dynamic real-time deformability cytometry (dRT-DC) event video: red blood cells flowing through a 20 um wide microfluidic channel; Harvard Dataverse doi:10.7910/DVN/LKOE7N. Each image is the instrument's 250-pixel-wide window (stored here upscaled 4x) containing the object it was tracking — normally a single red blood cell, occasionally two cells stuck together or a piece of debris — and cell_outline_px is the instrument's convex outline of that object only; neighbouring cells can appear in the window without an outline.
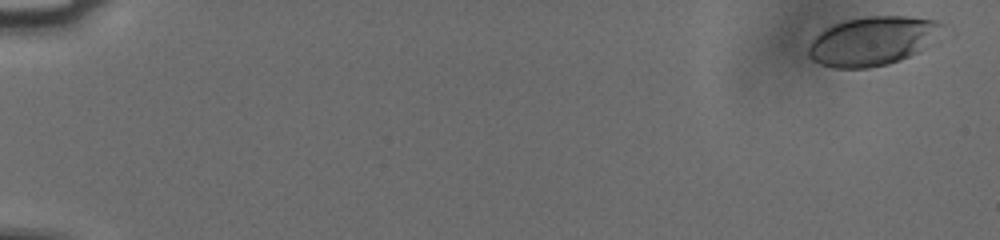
{"species": "human", "species_latin": "Homo sapiens", "temperature_condition": "cold", "stored_images_in_passage": 56, "camera_frame_rate_fps": 3000, "um_per_image_px": 0.085, "donor": {"sex": "male"}, "frame": {"image": 1, "passage_image": 2, "time_ms": 0.333, "image_size_px": [1000, 240], "cell_outline_px": [[948, 28], [924, 48], [900, 60], [888, 64], [868, 68], [832, 68], [820, 64], [812, 60], [808, 56], [808, 48], [812, 40], [824, 28], [832, 24], [844, 20], [868, 16], [908, 16], [936, 20], [944, 24]], "centroid_in_image_um": [74.17, 3.47], "position_along_channel_um": 10.8, "area_um2": 38.49}}
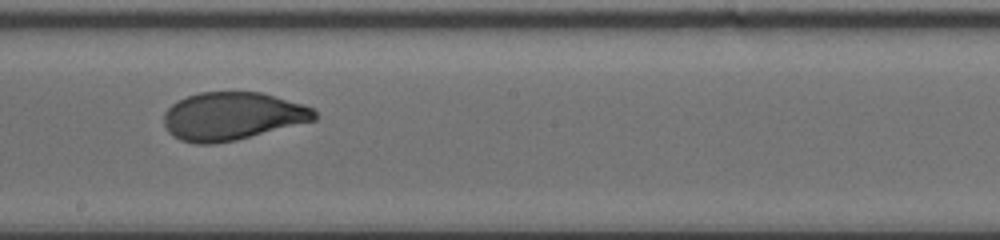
{"frame": {"image": 2, "passage_image": 34, "time_ms": 11.0, "image_size_px": [1000, 240], "cell_outline_px": [[316, 120], [236, 140], [212, 144], [196, 144], [180, 140], [172, 136], [164, 128], [164, 112], [172, 104], [188, 96], [200, 92], [260, 92], [304, 104], [312, 108], [316, 112]], "centroid_in_image_um": [19.72, 9.88], "position_along_channel_um": 228.5, "area_um2": 42.14}}
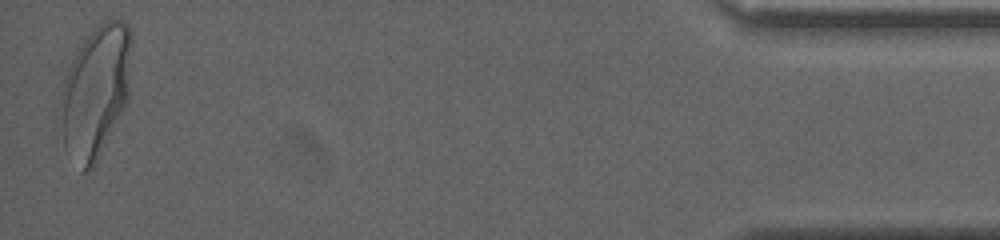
{"frame": {"image": 3, "passage_image": 56, "time_ms": 18.333, "image_size_px": [1000, 240], "cell_outline_px": [[132, 44], [128, 96], [124, 108], [96, 164], [88, 172], [80, 172], [64, 148], [56, 116], [60, 92], [64, 76], [72, 52], [84, 36], [104, 20], [124, 20], [128, 24], [132, 32]], "centroid_in_image_um": [8.05, 7.78], "position_along_channel_um": 427.1, "area_um2": 56.93}, "authors_computed_cell_mechanics": {"area_um2": 41.9339, "velocity_mm_per_s": 3.7541, "shape_relaxation_time_tau1_ms": 3.7677, "shape_relaxation_time_tau2_ms": null, "deformation_change_tau1": 0.1516, "deformation_change_tau2": null}}